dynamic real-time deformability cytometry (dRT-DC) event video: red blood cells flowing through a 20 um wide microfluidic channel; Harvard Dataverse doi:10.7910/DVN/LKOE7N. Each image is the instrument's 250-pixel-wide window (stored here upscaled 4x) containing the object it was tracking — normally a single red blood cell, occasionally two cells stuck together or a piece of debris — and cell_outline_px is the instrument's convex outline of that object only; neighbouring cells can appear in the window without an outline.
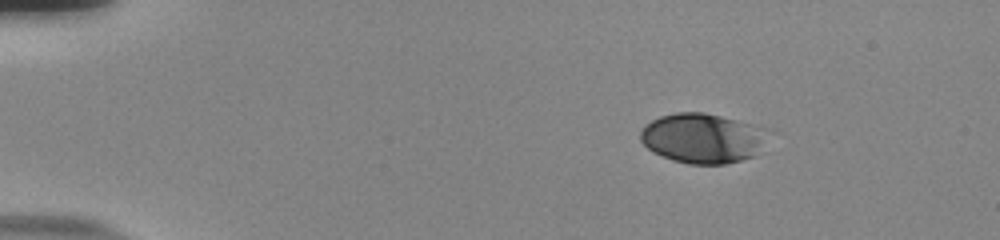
{"species": "human", "species_latin": "Homo sapiens", "temperature_condition": "room temperature", "stored_images_in_passage": 47, "camera_frame_rate_fps": 3000, "um_per_image_px": 0.085, "donor": {"sex": "male"}, "frame": {"image": 1, "passage_image": 1, "time_ms": 0.0, "image_size_px": [1000, 240], "cell_outline_px": [[772, 128], [756, 156], [724, 164], [688, 164], [672, 160], [652, 152], [640, 140], [640, 132], [652, 120], [660, 116], [676, 112], [704, 112], [756, 124]], "centroid_in_image_um": [59.78, 11.74], "position_along_channel_um": 25.2, "area_um2": 37.51}}
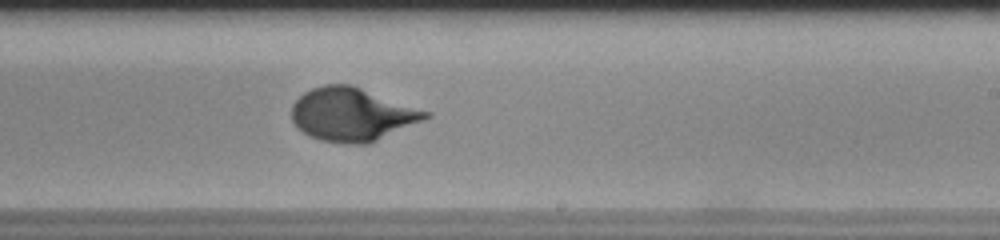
{"frame": {"image": 2, "passage_image": 27, "time_ms": 8.667, "image_size_px": [1000, 240], "cell_outline_px": [[432, 116], [424, 120], [368, 144], [340, 144], [320, 140], [296, 128], [292, 120], [292, 104], [304, 92], [312, 88], [324, 84], [352, 84], [432, 112]], "centroid_in_image_um": [29.94, 9.72], "position_along_channel_um": 259.1, "area_um2": 41.91}}
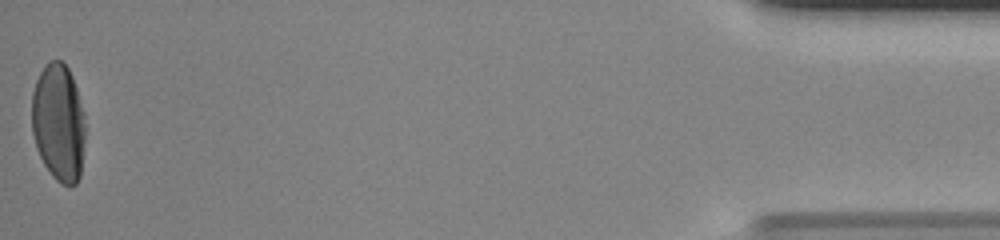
{"frame": {"image": 3, "passage_image": 47, "time_ms": 15.333, "image_size_px": [1000, 240], "cell_outline_px": [[84, 140], [80, 176], [76, 184], [68, 188], [60, 184], [52, 176], [44, 164], [36, 148], [32, 132], [32, 92], [36, 80], [40, 72], [52, 60], [60, 60], [68, 68], [72, 76], [84, 112]], "centroid_in_image_um": [4.97, 10.46], "position_along_channel_um": 430.2, "area_um2": 36.76}, "authors_computed_cell_mechanics": {"area_um2": 39.4774, "velocity_mm_per_s": 3.811, "shape_relaxation_time_tau1_ms": 4.3113, "shape_relaxation_time_tau2_ms": null, "deformation_change_tau1": 0.1986, "deformation_change_tau2": null}}